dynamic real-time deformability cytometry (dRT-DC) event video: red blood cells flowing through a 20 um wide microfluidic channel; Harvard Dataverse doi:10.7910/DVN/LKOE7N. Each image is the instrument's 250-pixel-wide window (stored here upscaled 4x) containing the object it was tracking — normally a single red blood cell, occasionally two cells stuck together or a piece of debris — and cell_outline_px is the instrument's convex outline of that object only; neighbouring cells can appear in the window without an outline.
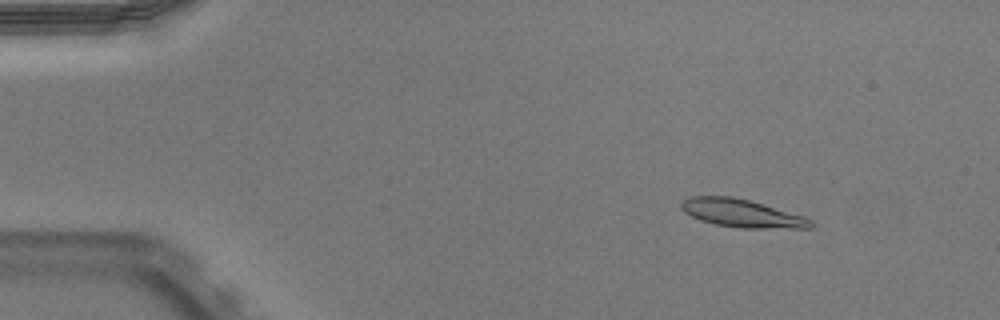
{"species": "Egyptian fruit bat (a non-hibernating species)", "species_latin": "Rousettus aegyptiacus", "temperature_condition": "warm", "stored_images_in_passage": 52, "segment_of_instrument_passage": [1, 2], "camera_frame_rate_fps": 3000, "um_per_image_px": 0.085, "animal": {"sex": "male"}, "frame": {"image": 1, "passage_image": 7, "time_ms": 2.0, "image_size_px": [1000, 320], "cell_outline_px": [[816, 224], [812, 228], [740, 228], [716, 224], [700, 220], [684, 212], [680, 208], [680, 200], [688, 196], [732, 196], [748, 200], [804, 216], [812, 220]], "centroid_in_image_um": [63.03, 18.12], "position_along_channel_um": 22.0, "area_um2": 21.21}}
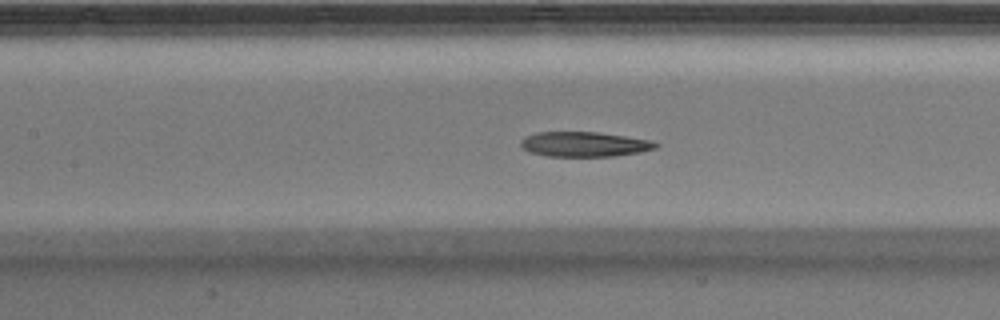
{"frame": {"image": 2, "passage_image": 24, "time_ms": 7.667, "image_size_px": [1000, 320], "cell_outline_px": [[660, 144], [656, 148], [640, 152], [612, 156], [548, 156], [528, 152], [520, 144], [520, 140], [536, 132], [596, 132], [652, 140]], "centroid_in_image_um": [49.68, 12.26], "position_along_channel_um": 157.7, "area_um2": 19.48}}
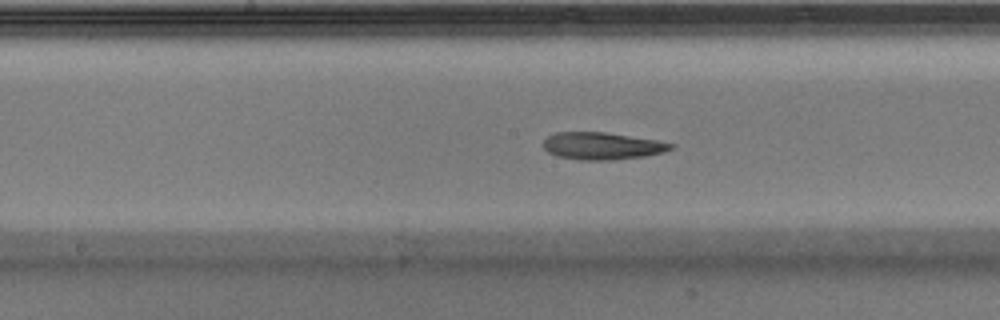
{"frame": {"image": 3, "passage_image": 27, "time_ms": 8.667, "image_size_px": [1000, 320], "cell_outline_px": [[676, 148], [664, 152], [644, 156], [612, 160], [580, 160], [556, 156], [548, 152], [544, 148], [544, 140], [548, 136], [556, 132], [604, 132], [656, 140], [676, 144]], "centroid_in_image_um": [51.2, 12.41], "position_along_channel_um": 197.0, "area_um2": 20.29}}